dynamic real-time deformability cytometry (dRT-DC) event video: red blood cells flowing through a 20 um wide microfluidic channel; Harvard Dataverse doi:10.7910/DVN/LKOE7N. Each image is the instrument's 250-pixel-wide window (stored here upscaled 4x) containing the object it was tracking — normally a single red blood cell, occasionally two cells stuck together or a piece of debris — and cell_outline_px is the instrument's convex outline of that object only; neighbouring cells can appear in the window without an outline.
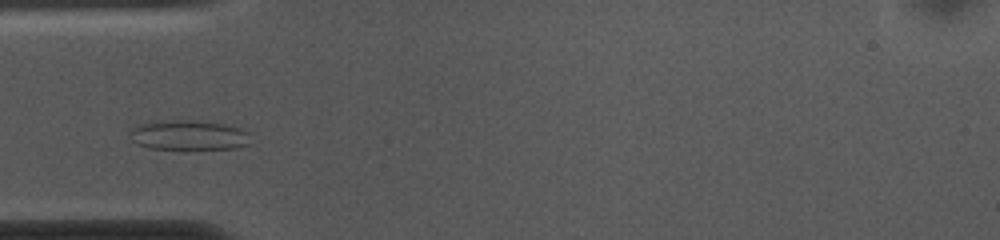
{"species": "common noctule bat (a hibernating species)", "species_latin": "Nyctalus noctula", "temperature_condition": "cold", "stored_images_in_passage": 3, "camera_frame_rate_fps": 3000, "um_per_image_px": 0.085, "animal": {"sex": "female", "body_mass_g": 10.0, "forearm_length_mm": 53.1}, "frame": {"image": 1, "passage_image": 1, "time_ms": 0.0, "image_size_px": [1000, 240], "cell_outline_px": [[252, 144], [236, 148], [152, 148], [136, 144], [128, 136], [128, 132], [132, 128], [144, 124], [160, 120], [196, 120], [224, 124], [240, 128], [248, 132]], "centroid_in_image_um": [16.06, 11.48], "position_along_channel_um": 68.9, "area_um2": 20.92}}